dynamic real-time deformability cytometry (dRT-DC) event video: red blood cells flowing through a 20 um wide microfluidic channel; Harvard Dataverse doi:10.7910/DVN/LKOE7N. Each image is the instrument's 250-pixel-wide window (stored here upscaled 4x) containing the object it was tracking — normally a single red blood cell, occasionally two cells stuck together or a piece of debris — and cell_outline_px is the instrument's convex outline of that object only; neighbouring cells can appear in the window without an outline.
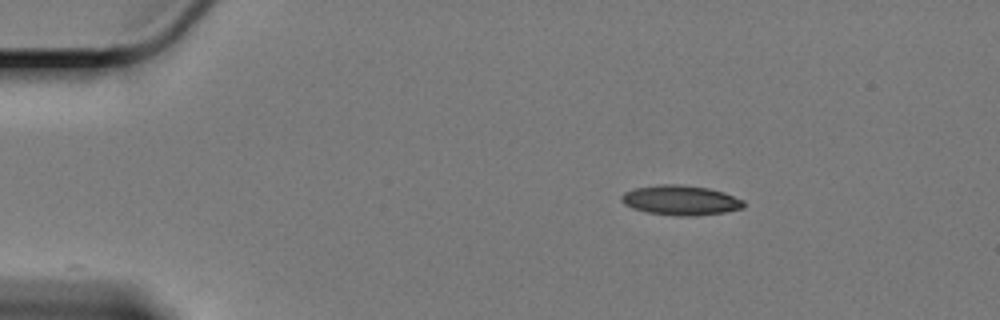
{"species": "Egyptian fruit bat (a non-hibernating species)", "species_latin": "Rousettus aegyptiacus", "temperature_condition": "cold", "stored_images_in_passage": 11, "camera_frame_rate_fps": 3000, "um_per_image_px": 0.085, "animal": {"sex": "female"}, "frame": {"image": 1, "passage_image": 1, "time_ms": 0.0, "image_size_px": [1000, 320], "cell_outline_px": [[744, 208], [724, 212], [692, 216], [676, 216], [648, 212], [632, 208], [624, 204], [620, 200], [620, 196], [624, 192], [636, 188], [660, 184], [684, 184], [708, 188], [724, 192], [744, 200]], "centroid_in_image_um": [57.85, 17.01], "position_along_channel_um": 27.1, "area_um2": 21.33}}
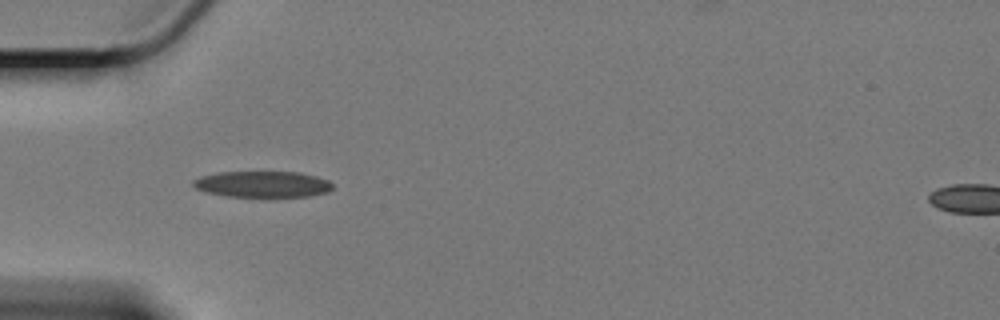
{"frame": {"image": 2, "passage_image": 10, "time_ms": 3.0, "image_size_px": [1000, 320], "cell_outline_px": [[332, 188], [328, 192], [308, 196], [228, 196], [208, 192], [196, 188], [192, 184], [192, 180], [200, 176], [220, 172], [296, 172], [316, 176], [328, 180], [332, 184]], "centroid_in_image_um": [22.31, 15.65], "position_along_channel_um": 62.7, "area_um2": 20.98}}